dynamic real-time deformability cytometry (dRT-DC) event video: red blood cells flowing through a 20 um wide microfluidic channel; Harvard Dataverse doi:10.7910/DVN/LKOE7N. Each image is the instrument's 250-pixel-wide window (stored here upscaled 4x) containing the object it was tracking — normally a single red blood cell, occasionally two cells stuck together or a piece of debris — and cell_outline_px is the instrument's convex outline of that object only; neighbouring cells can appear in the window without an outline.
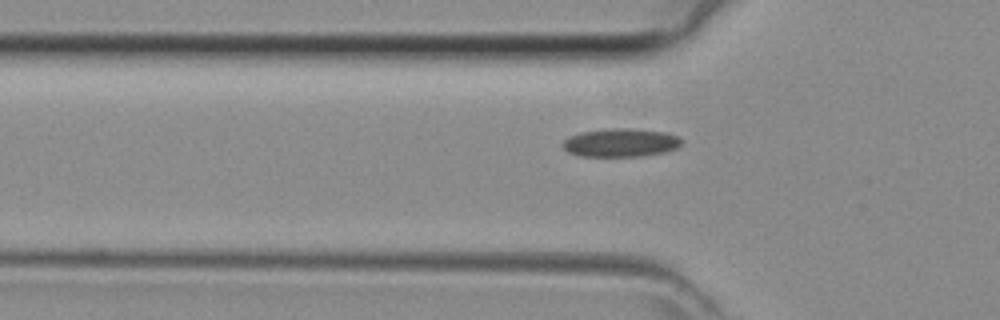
{"species": "common noctule bat (a hibernating species)", "species_latin": "Nyctalus noctula", "temperature_condition": "room temperature", "stored_images_in_passage": 34, "camera_frame_rate_fps": 3000, "um_per_image_px": 0.085, "animal": {"sex": "female", "body_mass_g": 29.2, "forearm_length_mm": 56.3}, "frame": {"image": 1, "passage_image": 7, "time_ms": 2.0, "image_size_px": [1000, 320], "cell_outline_px": [[680, 144], [676, 148], [664, 152], [644, 156], [580, 156], [568, 152], [560, 144], [568, 136], [584, 132], [612, 128], [628, 128], [664, 132], [680, 136]], "centroid_in_image_um": [52.74, 12.13], "position_along_channel_um": 73.1, "area_um2": 19.54}}
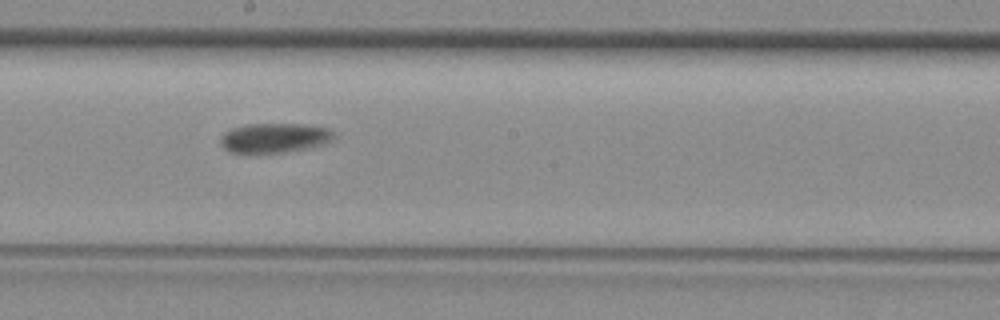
{"frame": {"image": 2, "passage_image": 17, "time_ms": 5.333, "image_size_px": [1000, 320], "cell_outline_px": [[332, 136], [328, 140], [320, 144], [304, 148], [284, 152], [232, 152], [224, 148], [220, 144], [220, 140], [224, 132], [232, 128], [244, 124], [304, 124], [328, 128], [332, 132]], "centroid_in_image_um": [23.24, 11.7], "position_along_channel_um": 225.0, "area_um2": 19.02}}
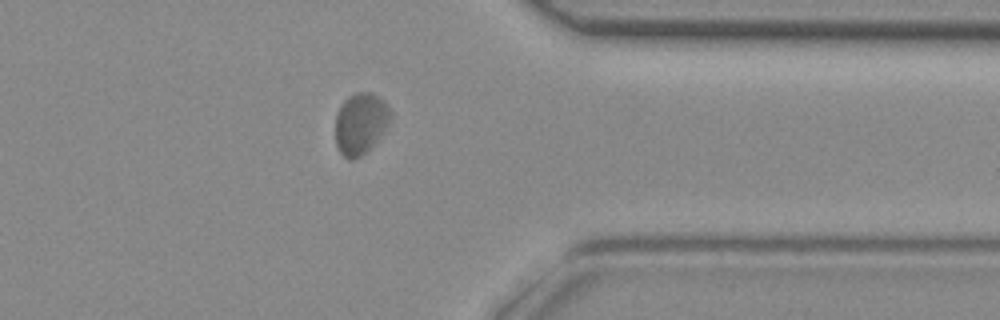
{"frame": {"image": 3, "passage_image": 28, "time_ms": 9.0, "image_size_px": [1000, 320], "cell_outline_px": [[392, 120], [376, 140], [360, 156], [352, 160], [344, 156], [340, 152], [336, 144], [336, 116], [344, 100], [348, 96], [356, 92], [372, 92], [384, 100], [392, 112]], "centroid_in_image_um": [30.67, 10.45], "position_along_channel_um": 380.7, "area_um2": 19.54}}